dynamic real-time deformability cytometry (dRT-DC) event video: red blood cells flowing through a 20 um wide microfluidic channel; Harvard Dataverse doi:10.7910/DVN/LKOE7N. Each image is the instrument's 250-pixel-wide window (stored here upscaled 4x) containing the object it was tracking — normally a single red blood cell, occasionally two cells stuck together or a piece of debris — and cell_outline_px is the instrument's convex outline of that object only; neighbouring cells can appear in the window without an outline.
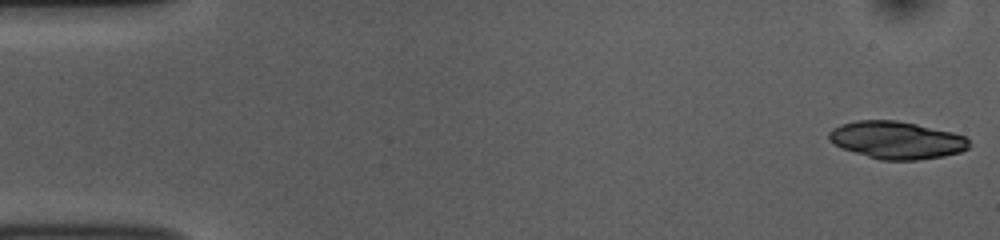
{"species": "common noctule bat (a hibernating species)", "species_latin": "Nyctalus noctula", "temperature_condition": "room temperature", "stored_images_in_passage": 52, "camera_frame_rate_fps": 3000, "um_per_image_px": 0.085, "animal": {"sex": "female", "body_mass_g": 10.0, "forearm_length_mm": 53.1}, "frame": {"image": 1, "passage_image": 1, "time_ms": 0.0, "image_size_px": [1000, 240], "cell_outline_px": [[968, 148], [960, 152], [944, 156], [916, 160], [880, 160], [840, 148], [828, 140], [828, 132], [832, 128], [840, 124], [856, 120], [896, 120], [916, 124], [952, 132], [964, 136], [968, 140]], "centroid_in_image_um": [76.15, 11.91], "position_along_channel_um": 8.8, "area_um2": 30.69}}
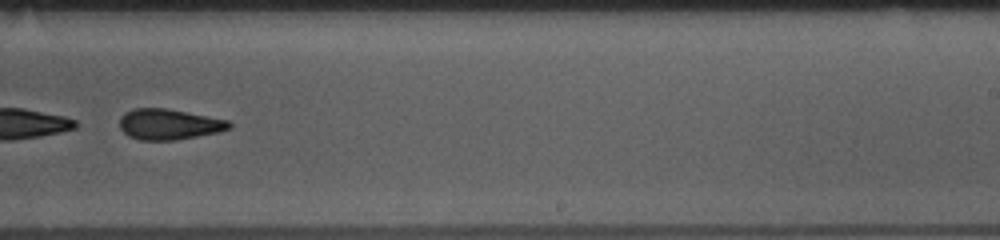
{"frame": {"image": 2, "passage_image": 33, "time_ms": 10.667, "image_size_px": [1000, 240], "cell_outline_px": [[232, 128], [220, 132], [176, 140], [140, 140], [128, 136], [120, 128], [120, 116], [124, 112], [132, 108], [164, 108], [228, 120], [232, 124]], "centroid_in_image_um": [14.35, 10.57], "position_along_channel_um": 274.6, "area_um2": 19.65}}